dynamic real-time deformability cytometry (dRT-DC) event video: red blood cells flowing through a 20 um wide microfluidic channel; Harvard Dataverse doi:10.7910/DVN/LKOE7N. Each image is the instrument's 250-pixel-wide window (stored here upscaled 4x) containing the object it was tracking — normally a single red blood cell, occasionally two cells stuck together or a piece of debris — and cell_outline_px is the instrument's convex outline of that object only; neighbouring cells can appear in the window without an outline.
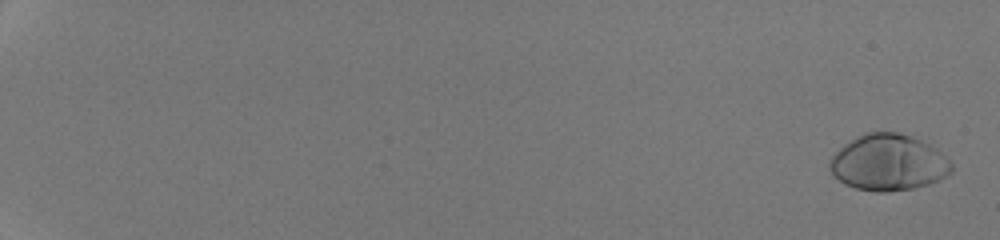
{"species": "human", "species_latin": "Homo sapiens", "temperature_condition": "room temperature", "stored_images_in_passage": 53, "camera_frame_rate_fps": 3000, "um_per_image_px": 0.085, "donor": {"sex": "male"}, "frame": {"image": 1, "passage_image": 2, "time_ms": 0.333, "image_size_px": [1000, 240], "cell_outline_px": [[952, 172], [940, 180], [916, 188], [888, 192], [876, 192], [856, 188], [844, 184], [832, 176], [828, 168], [828, 164], [832, 156], [844, 144], [856, 136], [864, 132], [896, 132], [912, 136], [936, 148], [952, 164]], "centroid_in_image_um": [75.48, 13.83], "position_along_channel_um": 9.5, "area_um2": 40.23}}
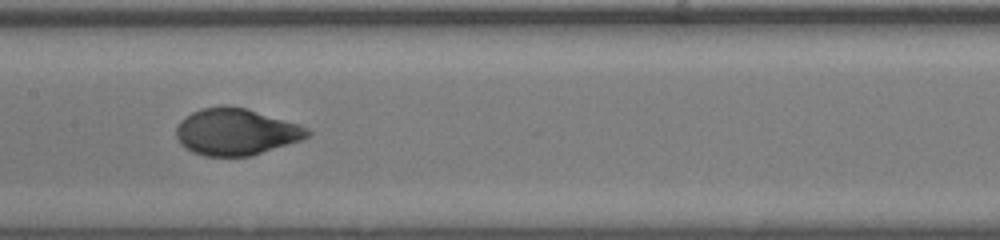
{"frame": {"image": 2, "passage_image": 32, "time_ms": 10.333, "image_size_px": [1000, 240], "cell_outline_px": [[312, 132], [304, 140], [252, 156], [204, 156], [192, 152], [180, 144], [176, 136], [176, 128], [180, 120], [192, 112], [200, 108], [220, 104], [228, 104], [244, 108], [300, 124], [308, 128]], "centroid_in_image_um": [20.07, 11.2], "position_along_channel_um": 187.3, "area_um2": 36.24}}
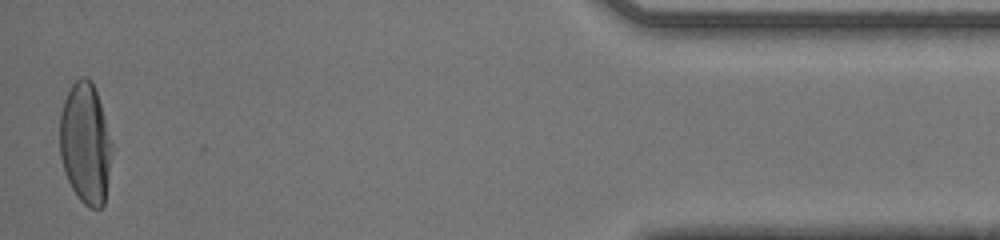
{"frame": {"image": 3, "passage_image": 53, "time_ms": 17.333, "image_size_px": [1000, 240], "cell_outline_px": [[112, 148], [104, 204], [100, 208], [88, 208], [80, 200], [72, 188], [68, 180], [60, 156], [60, 112], [64, 100], [72, 84], [80, 76], [84, 76], [92, 80], [100, 104], [112, 144]], "centroid_in_image_um": [7.24, 12.18], "position_along_channel_um": 428.0, "area_um2": 36.41}, "authors_computed_cell_mechanics": {"area_um2": 36.5874, "velocity_mm_per_s": 4.2769, "shape_relaxation_time_tau1_ms": 3.4976, "shape_relaxation_time_tau2_ms": null, "deformation_change_tau1": 0.197, "deformation_change_tau2": null}}